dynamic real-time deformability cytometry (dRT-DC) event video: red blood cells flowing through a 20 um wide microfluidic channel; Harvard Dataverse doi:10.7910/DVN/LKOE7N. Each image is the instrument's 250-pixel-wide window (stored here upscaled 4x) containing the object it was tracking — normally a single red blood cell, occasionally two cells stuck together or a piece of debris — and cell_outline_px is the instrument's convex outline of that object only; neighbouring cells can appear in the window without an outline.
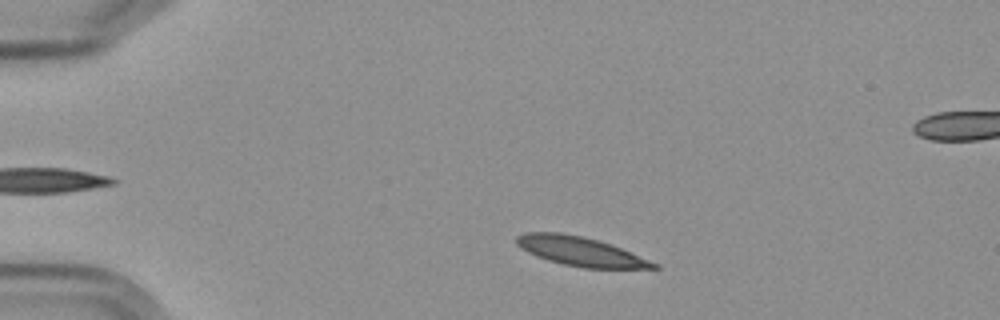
{"species": "Egyptian fruit bat (a non-hibernating species)", "species_latin": "Rousettus aegyptiacus", "temperature_condition": "cold", "stored_images_in_passage": 7, "camera_frame_rate_fps": 3000, "um_per_image_px": 0.085, "frame": {"image": 1, "passage_image": 1, "time_ms": 0.0, "image_size_px": [1000, 320], "cell_outline_px": [[660, 268], [584, 268], [564, 264], [548, 260], [536, 256], [520, 248], [516, 244], [516, 236], [524, 232], [560, 232], [580, 236], [612, 244], [660, 264]], "centroid_in_image_um": [49.33, 21.36], "position_along_channel_um": 35.7, "area_um2": 23.24}}
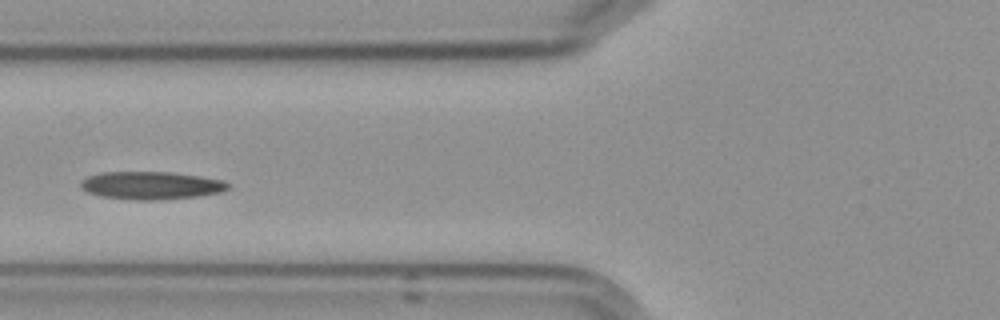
{"frame": {"image": 2, "passage_image": 4, "time_ms": 3.667, "image_size_px": [1000, 320], "cell_outline_px": [[228, 188], [224, 192], [196, 196], [160, 200], [132, 200], [100, 196], [88, 192], [80, 188], [80, 184], [88, 176], [100, 172], [172, 172], [200, 176], [224, 180], [228, 184]], "centroid_in_image_um": [12.85, 15.76], "position_along_channel_um": 113.0, "area_um2": 23.99}}
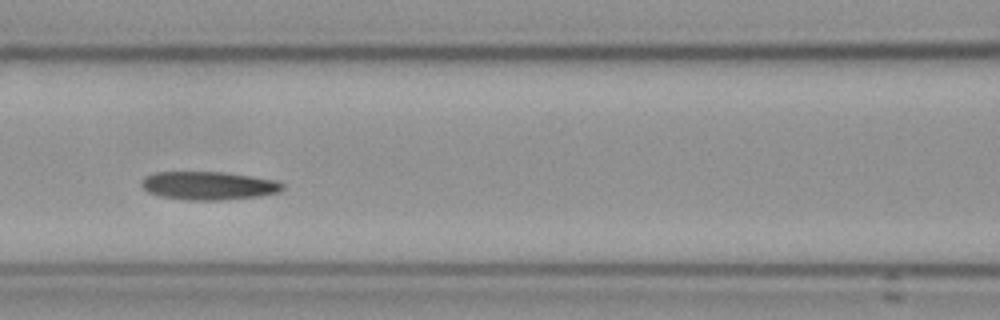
{"frame": {"image": 3, "passage_image": 5, "time_ms": 4.667, "image_size_px": [1000, 320], "cell_outline_px": [[284, 188], [280, 192], [260, 196], [224, 200], [184, 200], [160, 196], [148, 192], [140, 188], [140, 180], [144, 176], [156, 172], [224, 172], [252, 176], [276, 180], [284, 184]], "centroid_in_image_um": [17.7, 15.78], "position_along_channel_um": 148.9, "area_um2": 23.64}}